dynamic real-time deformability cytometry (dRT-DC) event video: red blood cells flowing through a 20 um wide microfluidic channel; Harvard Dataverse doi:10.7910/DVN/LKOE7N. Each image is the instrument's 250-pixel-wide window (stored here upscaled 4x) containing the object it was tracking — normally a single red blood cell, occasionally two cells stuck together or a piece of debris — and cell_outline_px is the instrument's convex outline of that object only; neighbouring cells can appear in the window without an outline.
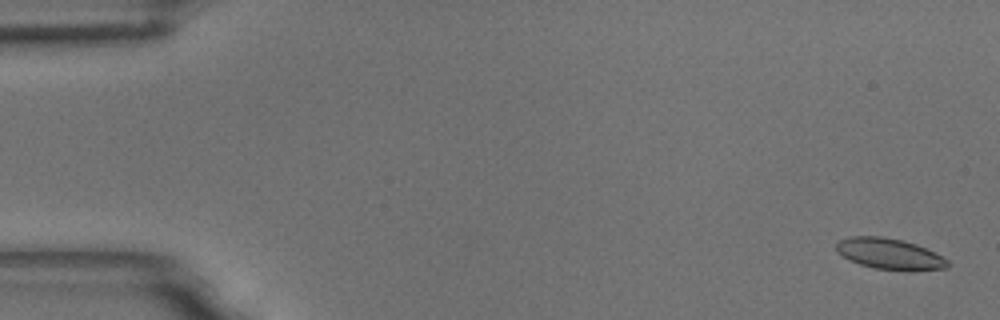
{"species": "common noctule bat (a hibernating species)", "species_latin": "Nyctalus noctula", "temperature_condition": "room temperature", "stored_images_in_passage": 57, "camera_frame_rate_fps": 3000, "um_per_image_px": 0.085, "animal": {"sex": "male", "body_mass_g": 18.8}, "frame": {"image": 1, "passage_image": 2, "time_ms": 0.333, "image_size_px": [1000, 320], "cell_outline_px": [[948, 268], [876, 268], [860, 264], [848, 260], [836, 252], [836, 244], [840, 240], [848, 236], [880, 236], [900, 240], [916, 244], [948, 260]], "centroid_in_image_um": [75.48, 21.53], "position_along_channel_um": 9.5, "area_um2": 19.13}}
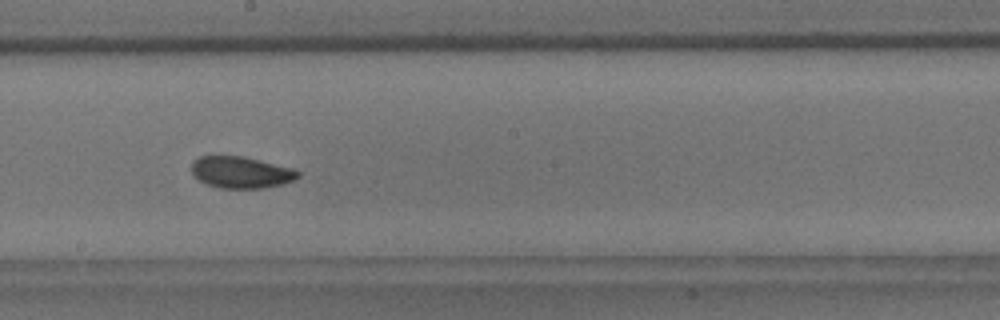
{"frame": {"image": 2, "passage_image": 32, "time_ms": 10.333, "image_size_px": [1000, 320], "cell_outline_px": [[300, 176], [284, 184], [264, 188], [220, 188], [208, 184], [200, 180], [192, 172], [192, 164], [200, 156], [244, 156], [296, 168], [300, 172]], "centroid_in_image_um": [20.56, 14.64], "position_along_channel_um": 227.6, "area_um2": 19.65}}
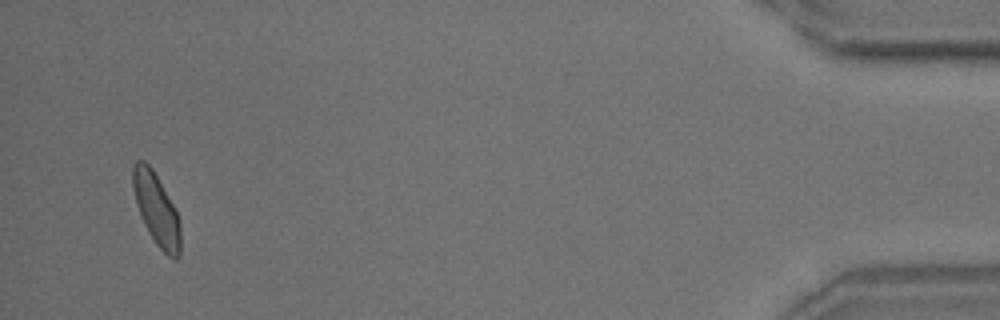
{"frame": {"image": 3, "passage_image": 55, "time_ms": 18.0, "image_size_px": [1000, 320], "cell_outline_px": [[180, 256], [176, 260], [168, 256], [156, 244], [148, 232], [140, 216], [136, 204], [132, 188], [132, 164], [136, 160], [144, 160], [152, 168], [176, 208], [180, 224]], "centroid_in_image_um": [13.28, 17.77], "position_along_channel_um": 421.9, "area_um2": 20.23}, "authors_computed_cell_mechanics": {"area_um2": 19.7676, "velocity_mm_per_s": 3.5705, "shape_relaxation_time_tau1_ms": 3.3568, "shape_relaxation_time_tau2_ms": 2.0047, "deformation_change_tau1": 0.0882, "deformation_change_tau2": 0.0637}}